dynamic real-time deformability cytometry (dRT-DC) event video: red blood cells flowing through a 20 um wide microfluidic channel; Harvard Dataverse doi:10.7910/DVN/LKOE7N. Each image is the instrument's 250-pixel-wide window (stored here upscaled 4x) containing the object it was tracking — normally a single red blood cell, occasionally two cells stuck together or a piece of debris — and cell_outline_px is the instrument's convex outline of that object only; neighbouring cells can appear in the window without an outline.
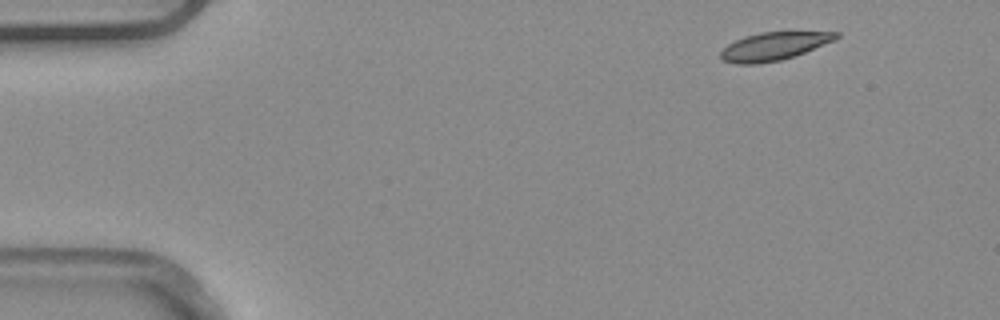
{"species": "common noctule bat (a hibernating species)", "species_latin": "Nyctalus noctula", "temperature_condition": "warm", "stored_images_in_passage": 2, "camera_frame_rate_fps": 3000, "um_per_image_px": 0.085, "animal": {"sex": "male", "body_mass_g": 20.4}, "frame": {"image": 1, "passage_image": 1, "time_ms": 0.0, "image_size_px": [1000, 320], "cell_outline_px": [[840, 36], [836, 40], [804, 52], [780, 60], [756, 64], [736, 64], [720, 60], [720, 52], [728, 44], [744, 36], [760, 32], [840, 32]], "centroid_in_image_um": [65.76, 3.93], "position_along_channel_um": 19.2, "area_um2": 18.79}}